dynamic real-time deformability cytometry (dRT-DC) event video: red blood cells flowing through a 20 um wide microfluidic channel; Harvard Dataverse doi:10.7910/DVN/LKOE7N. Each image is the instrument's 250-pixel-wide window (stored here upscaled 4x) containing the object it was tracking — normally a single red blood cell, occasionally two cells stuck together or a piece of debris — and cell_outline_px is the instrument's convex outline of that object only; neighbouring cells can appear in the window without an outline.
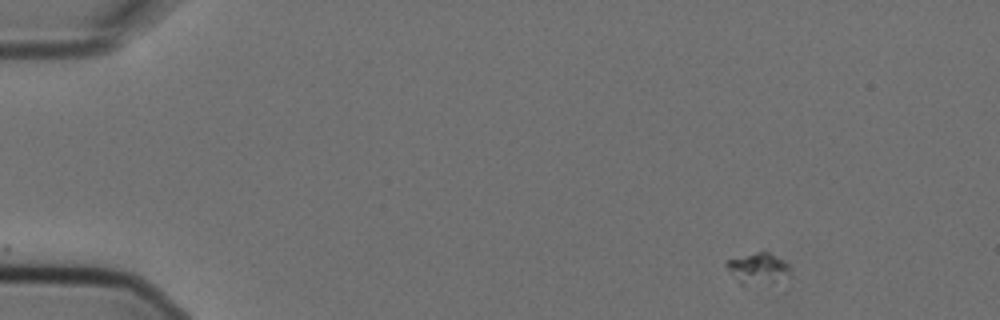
{"species": "Egyptian fruit bat (a non-hibernating species)", "species_latin": "Rousettus aegyptiacus", "temperature_condition": "cold", "stored_images_in_passage": 7, "segment_of_instrument_passage": [2, 2], "camera_frame_rate_fps": 3000, "um_per_image_px": 0.085, "animal": {"sex": "female"}, "frame": {"image": 1, "passage_image": 7, "time_ms": 2.0, "image_size_px": [1000, 320], "cell_outline_px": [[788, 276], [744, 288], [740, 284], [724, 264], [724, 260], [756, 252], [768, 252], [784, 260], [788, 264]], "centroid_in_image_um": [64.34, 22.81], "position_along_channel_um": 20.7, "area_um2": 11.39}}